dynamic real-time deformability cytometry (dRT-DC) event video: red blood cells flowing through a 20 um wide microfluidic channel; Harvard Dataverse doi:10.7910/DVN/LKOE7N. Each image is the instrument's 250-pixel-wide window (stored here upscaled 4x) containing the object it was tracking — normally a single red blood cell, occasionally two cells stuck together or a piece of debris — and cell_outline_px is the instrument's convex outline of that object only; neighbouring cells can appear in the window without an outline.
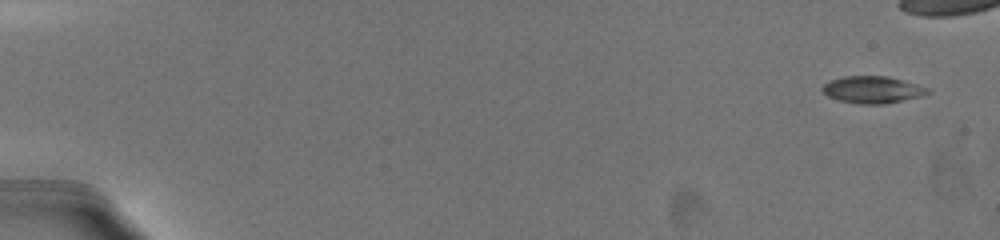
{"species": "common noctule bat (a hibernating species)", "species_latin": "Nyctalus noctula", "temperature_condition": "warm", "stored_images_in_passage": 13, "camera_frame_rate_fps": 3000, "um_per_image_px": 0.085, "animal": {"sex": "female", "body_mass_g": 19.5, "forearm_length_mm": 54.1}, "frame": {"image": 1, "passage_image": 1, "time_ms": 0.0, "image_size_px": [1000, 240], "cell_outline_px": [[932, 92], [924, 96], [884, 104], [860, 104], [840, 100], [828, 96], [820, 88], [828, 80], [844, 76], [888, 76], [916, 84], [928, 88]], "centroid_in_image_um": [74.17, 7.62], "position_along_channel_um": 10.8, "area_um2": 16.65}}
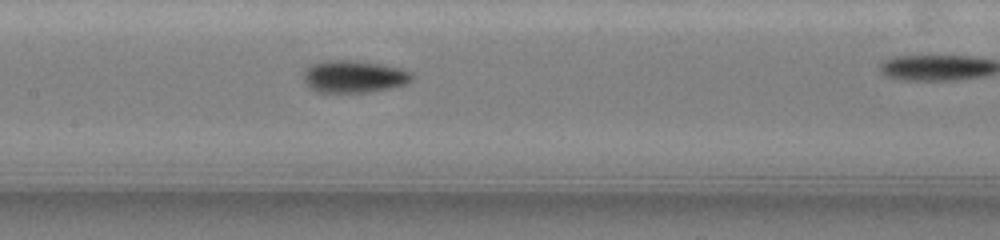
{"frame": {"image": 2, "passage_image": 11, "time_ms": 9.333, "image_size_px": [1000, 240], "cell_outline_px": [[412, 80], [404, 84], [388, 88], [368, 92], [316, 92], [308, 88], [304, 80], [304, 72], [312, 64], [324, 60], [356, 60], [380, 64], [412, 72]], "centroid_in_image_um": [30.03, 6.51], "position_along_channel_um": 177.4, "area_um2": 20.23}}